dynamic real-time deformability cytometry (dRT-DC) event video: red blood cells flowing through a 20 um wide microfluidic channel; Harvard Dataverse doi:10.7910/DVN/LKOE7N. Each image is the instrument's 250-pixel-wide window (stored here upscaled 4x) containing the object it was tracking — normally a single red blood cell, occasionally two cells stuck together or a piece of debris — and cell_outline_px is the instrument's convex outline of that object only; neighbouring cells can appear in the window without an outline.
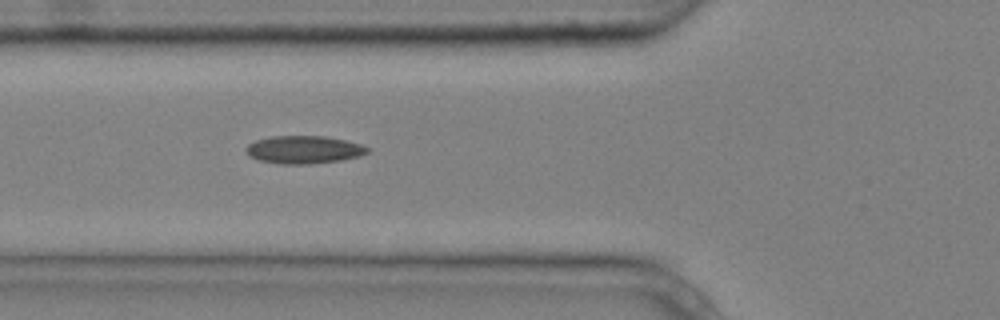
{"species": "common noctule bat (a hibernating species)", "species_latin": "Nyctalus noctula", "temperature_condition": "cold", "stored_images_in_passage": 5, "segment_of_instrument_passage": [1, 2], "camera_frame_rate_fps": 3000, "um_per_image_px": 0.085, "animal": {"sex": "male", "body_mass_g": 20.4}, "frame": {"image": 1, "passage_image": 4, "time_ms": 1.0, "image_size_px": [1000, 320], "cell_outline_px": [[368, 152], [360, 156], [340, 160], [308, 164], [280, 164], [260, 160], [248, 156], [244, 148], [248, 144], [256, 140], [272, 136], [324, 136], [344, 140], [360, 144], [368, 148]], "centroid_in_image_um": [25.78, 12.72], "position_along_channel_um": 100.0, "area_um2": 19.59}}